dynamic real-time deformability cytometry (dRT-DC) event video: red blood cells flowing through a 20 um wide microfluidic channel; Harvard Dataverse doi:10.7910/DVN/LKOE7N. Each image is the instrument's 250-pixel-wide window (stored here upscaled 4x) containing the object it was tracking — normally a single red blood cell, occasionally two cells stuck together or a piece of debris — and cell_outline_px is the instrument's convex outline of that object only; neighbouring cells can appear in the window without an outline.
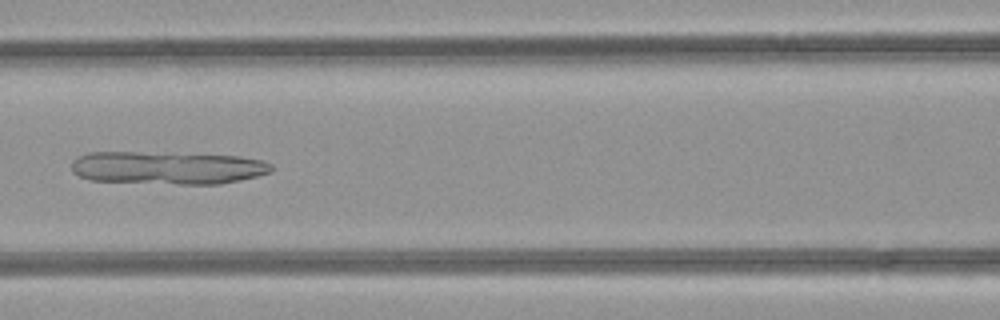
{"species": "common noctule bat (a hibernating species)", "species_latin": "Nyctalus noctula", "temperature_condition": "room temperature", "stored_images_in_passage": 47, "camera_frame_rate_fps": 3000, "um_per_image_px": 0.085, "animal": {"sex": "female", "body_mass_g": 21.9}, "frame": {"image": 1, "passage_image": 21, "time_ms": 6.667, "image_size_px": [1000, 320], "cell_outline_px": [[272, 168], [268, 172], [256, 176], [240, 180], [220, 184], [180, 184], [88, 180], [72, 172], [72, 160], [76, 156], [88, 152], [136, 152], [240, 156], [264, 160], [272, 164]], "centroid_in_image_um": [14.2, 14.26], "position_along_channel_um": 152.4, "area_um2": 38.26}}
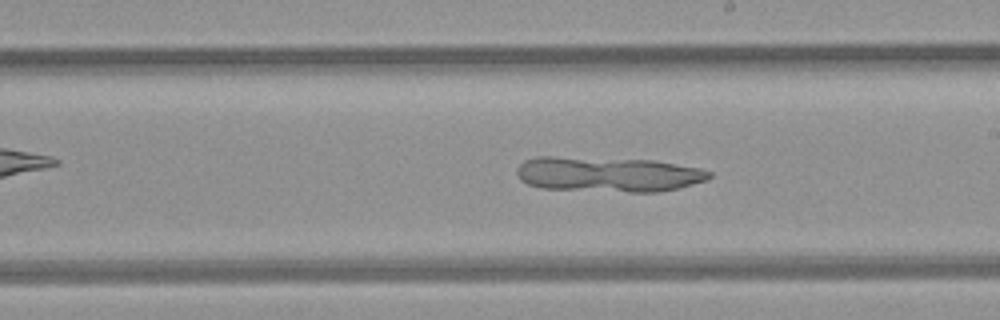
{"frame": {"image": 2, "passage_image": 27, "time_ms": 8.667, "image_size_px": [1000, 320], "cell_outline_px": [[712, 176], [708, 180], [680, 188], [660, 192], [628, 192], [540, 188], [528, 184], [520, 180], [516, 172], [516, 168], [524, 160], [536, 156], [552, 156], [652, 160], [700, 168], [712, 172]], "centroid_in_image_um": [51.68, 14.82], "position_along_channel_um": 237.3, "area_um2": 39.77}}
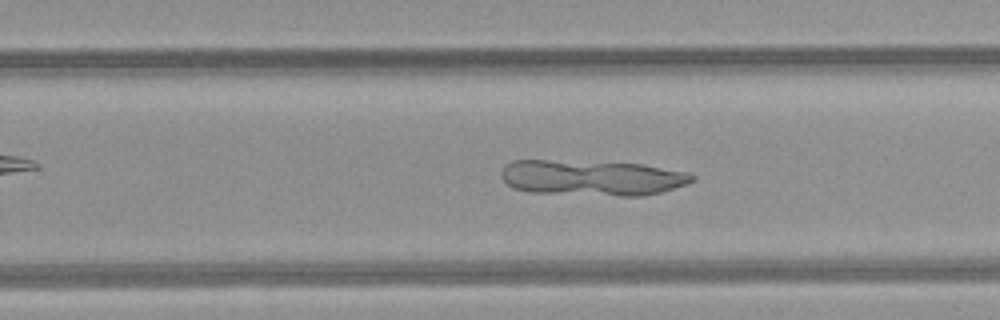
{"frame": {"image": 3, "passage_image": 30, "time_ms": 9.667, "image_size_px": [1000, 320], "cell_outline_px": [[696, 176], [688, 184], [660, 192], [644, 196], [620, 196], [528, 192], [512, 188], [500, 176], [500, 172], [504, 164], [512, 160], [548, 160], [640, 164], [688, 172]], "centroid_in_image_um": [50.27, 15.12], "position_along_channel_um": 279.5, "area_um2": 39.71}}